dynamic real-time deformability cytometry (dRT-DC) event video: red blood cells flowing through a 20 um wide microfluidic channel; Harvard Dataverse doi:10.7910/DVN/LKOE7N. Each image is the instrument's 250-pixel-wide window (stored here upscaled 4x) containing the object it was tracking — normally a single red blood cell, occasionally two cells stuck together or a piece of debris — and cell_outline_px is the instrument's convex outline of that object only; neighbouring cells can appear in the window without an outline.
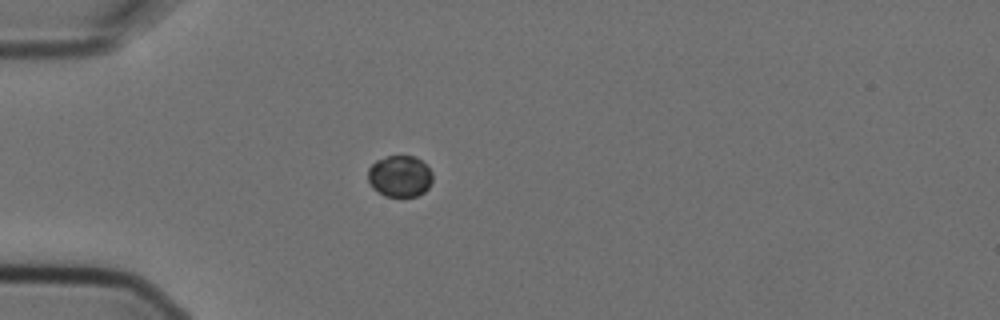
{"species": "Egyptian fruit bat (a non-hibernating species)", "species_latin": "Rousettus aegyptiacus", "temperature_condition": "cold", "stored_images_in_passage": 4, "camera_frame_rate_fps": 3000, "um_per_image_px": 0.085, "animal": {"sex": "female"}, "frame": {"image": 1, "passage_image": 4, "time_ms": 1.0, "image_size_px": [1000, 320], "cell_outline_px": [[432, 180], [428, 188], [424, 192], [416, 196], [384, 196], [372, 188], [368, 180], [368, 168], [376, 160], [388, 156], [416, 156], [432, 172]], "centroid_in_image_um": [33.96, 14.98], "position_along_channel_um": 51.0, "area_um2": 15.61}}